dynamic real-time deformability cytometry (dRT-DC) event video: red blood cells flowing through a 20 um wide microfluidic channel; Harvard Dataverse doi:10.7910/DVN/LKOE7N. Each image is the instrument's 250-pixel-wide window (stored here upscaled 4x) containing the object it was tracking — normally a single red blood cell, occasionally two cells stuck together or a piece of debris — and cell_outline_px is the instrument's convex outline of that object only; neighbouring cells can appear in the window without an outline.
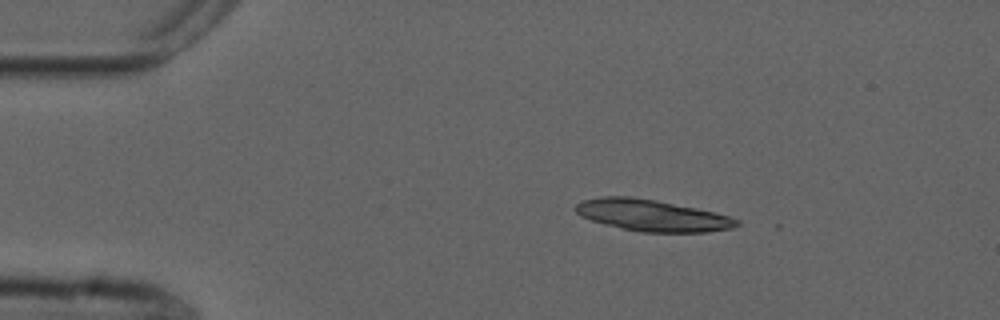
{"species": "common noctule bat (a hibernating species)", "species_latin": "Nyctalus noctula", "temperature_condition": "cold", "stored_images_in_passage": 45, "camera_frame_rate_fps": 3000, "um_per_image_px": 0.085, "animal": {"sex": "male", "forearm_length_mm": 52.5}, "frame": {"image": 1, "passage_image": 1, "time_ms": 0.0, "image_size_px": [1000, 320], "cell_outline_px": [[740, 224], [732, 228], [708, 232], [640, 232], [592, 220], [580, 216], [576, 212], [576, 204], [584, 200], [604, 196], [632, 196], [656, 200], [696, 208], [728, 216], [740, 220]], "centroid_in_image_um": [55.45, 18.3], "position_along_channel_um": 29.6, "area_um2": 29.25}}
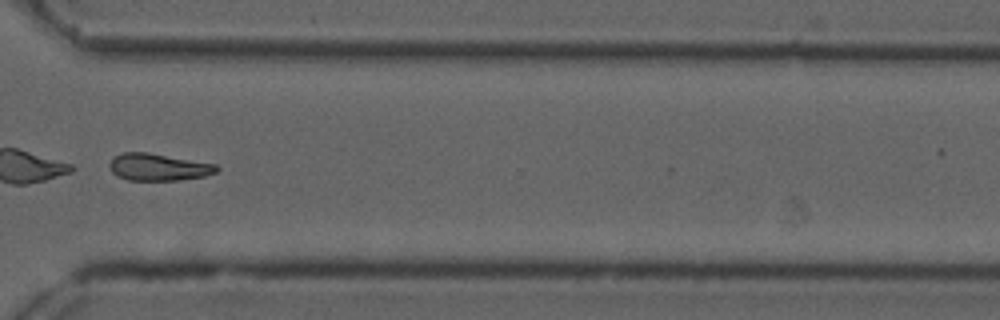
{"frame": {"image": 2, "passage_image": 32, "time_ms": 10.333, "image_size_px": [1000, 320], "cell_outline_px": [[220, 168], [216, 172], [204, 176], [180, 180], [128, 180], [116, 176], [112, 172], [108, 164], [112, 156], [120, 152], [148, 152], [216, 164]], "centroid_in_image_um": [13.41, 14.19], "position_along_channel_um": 357.2, "area_um2": 17.11}, "authors_computed_cell_mechanics": {"area_um2": 18.3226, "velocity_mm_per_s": 3.7373, "shape_relaxation_time_tau1_ms": 0.7575, "shape_relaxation_time_tau2_ms": null, "deformation_change_tau1": 0.2105, "deformation_change_tau2": null}}